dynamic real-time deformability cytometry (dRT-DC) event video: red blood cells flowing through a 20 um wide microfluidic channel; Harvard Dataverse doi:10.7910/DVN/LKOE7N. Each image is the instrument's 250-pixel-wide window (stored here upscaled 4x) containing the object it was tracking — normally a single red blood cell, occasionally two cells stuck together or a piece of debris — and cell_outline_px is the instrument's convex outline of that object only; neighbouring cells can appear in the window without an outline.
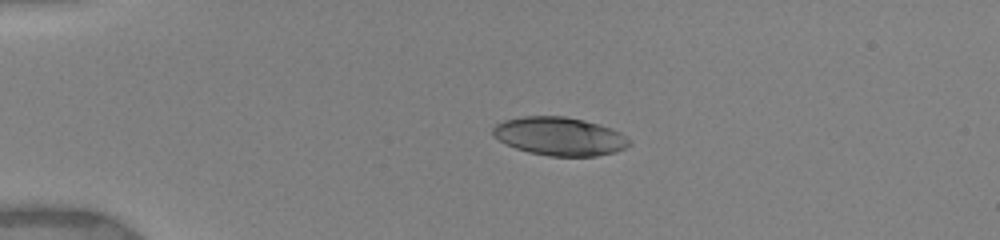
{"species": "human", "species_latin": "Homo sapiens", "temperature_condition": "warm", "stored_images_in_passage": 4, "camera_frame_rate_fps": 3000, "um_per_image_px": 0.085, "donor": {"sex": "female"}, "frame": {"image": 1, "passage_image": 1, "time_ms": 0.0, "image_size_px": [1000, 240], "cell_outline_px": [[632, 144], [616, 152], [596, 156], [548, 156], [528, 152], [516, 148], [492, 136], [492, 128], [496, 124], [504, 120], [520, 116], [564, 116], [584, 120], [600, 124], [612, 128], [620, 132], [632, 140]], "centroid_in_image_um": [47.59, 11.58], "position_along_channel_um": 37.4, "area_um2": 30.75}}